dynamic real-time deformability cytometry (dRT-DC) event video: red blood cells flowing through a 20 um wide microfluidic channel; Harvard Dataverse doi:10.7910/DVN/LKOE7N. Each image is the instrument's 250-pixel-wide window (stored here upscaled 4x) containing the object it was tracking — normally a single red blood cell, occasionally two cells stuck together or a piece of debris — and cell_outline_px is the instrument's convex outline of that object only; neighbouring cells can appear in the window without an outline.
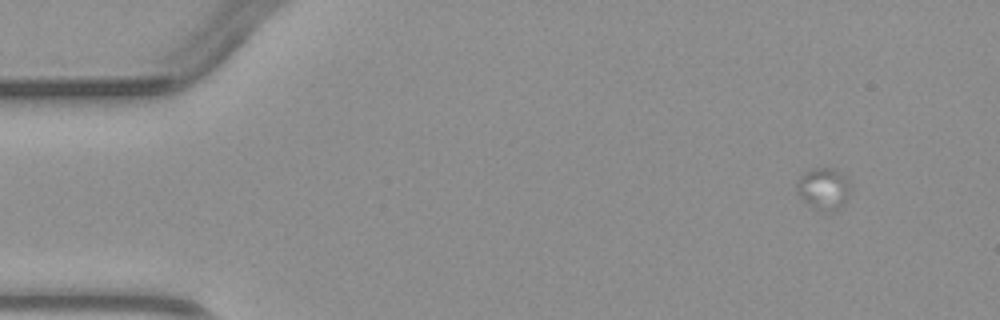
{"species": "common noctule bat (a hibernating species)", "species_latin": "Nyctalus noctula", "temperature_condition": "warm", "stored_images_in_passage": 4, "camera_frame_rate_fps": 3000, "um_per_image_px": 0.085, "animal": {"sex": "male", "body_mass_g": 23.1, "forearm_length_mm": 52.7}, "frame": {"image": 1, "passage_image": 1, "time_ms": 0.0, "image_size_px": [1000, 320], "cell_outline_px": [[852, 184], [848, 196], [844, 204], [840, 208], [832, 212], [828, 212], [816, 208], [808, 204], [796, 192], [796, 180], [804, 172], [812, 168], [836, 168], [848, 176]], "centroid_in_image_um": [70.05, 16.01], "position_along_channel_um": 15.0, "area_um2": 13.53}}
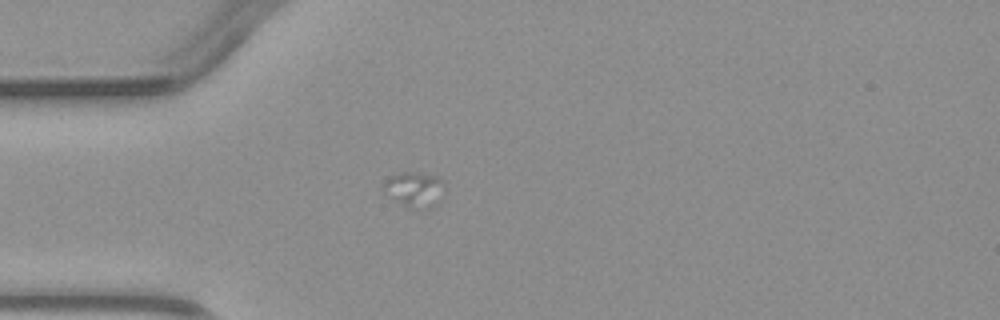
{"frame": {"image": 2, "passage_image": 4, "time_ms": 3.333, "image_size_px": [1000, 320], "cell_outline_px": [[444, 184], [420, 212], [404, 204], [380, 188], [392, 176], [404, 172], [416, 172], [440, 176], [444, 180]], "centroid_in_image_um": [35.16, 16.02], "position_along_channel_um": 49.8, "area_um2": 11.27}}